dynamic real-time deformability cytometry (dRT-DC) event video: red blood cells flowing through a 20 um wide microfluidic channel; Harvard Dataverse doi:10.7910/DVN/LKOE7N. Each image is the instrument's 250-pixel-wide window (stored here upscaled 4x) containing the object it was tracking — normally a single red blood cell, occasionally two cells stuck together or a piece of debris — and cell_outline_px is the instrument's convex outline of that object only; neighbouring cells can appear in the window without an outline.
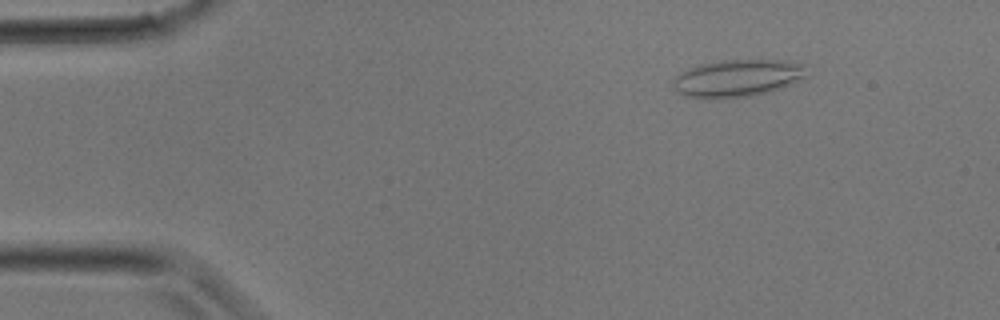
{"species": "common noctule bat (a hibernating species)", "species_latin": "Nyctalus noctula", "temperature_condition": "room temperature", "stored_images_in_passage": 9, "camera_frame_rate_fps": 3000, "um_per_image_px": 0.085, "animal": {"sex": "male", "body_mass_g": 17.9}, "frame": {"image": 1, "passage_image": 2, "time_ms": 0.333, "image_size_px": [1000, 320], "cell_outline_px": [[812, 64], [808, 76], [780, 88], [768, 92], [748, 96], [684, 96], [672, 84], [672, 80], [676, 76], [688, 68], [700, 64], [720, 60], [784, 60]], "centroid_in_image_um": [62.82, 6.58], "position_along_channel_um": 22.2, "area_um2": 28.73}}
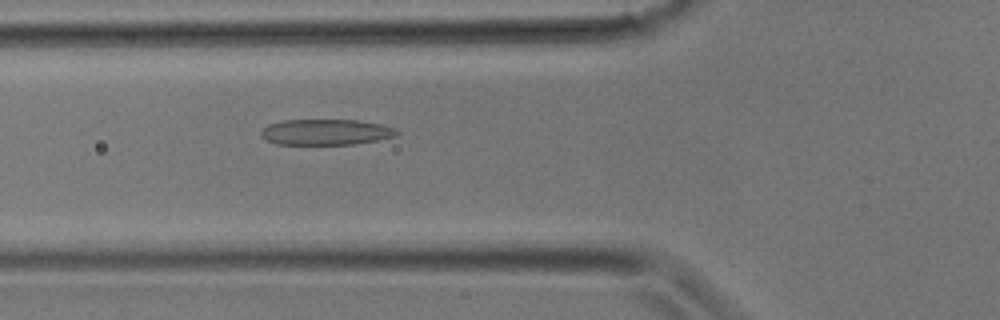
{"frame": {"image": 2, "passage_image": 9, "time_ms": 2.667, "image_size_px": [1000, 320], "cell_outline_px": [[400, 132], [396, 136], [356, 144], [276, 144], [268, 140], [260, 132], [268, 124], [284, 120], [360, 120], [380, 124], [396, 128]], "centroid_in_image_um": [27.75, 11.22], "position_along_channel_um": 98.1, "area_um2": 20.29}}